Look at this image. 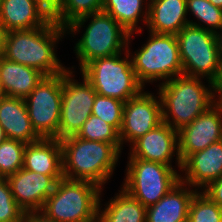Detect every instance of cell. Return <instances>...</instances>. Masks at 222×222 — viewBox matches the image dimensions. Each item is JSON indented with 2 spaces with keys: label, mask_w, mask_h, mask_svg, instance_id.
Instances as JSON below:
<instances>
[{
  "label": "cell",
  "mask_w": 222,
  "mask_h": 222,
  "mask_svg": "<svg viewBox=\"0 0 222 222\" xmlns=\"http://www.w3.org/2000/svg\"><path fill=\"white\" fill-rule=\"evenodd\" d=\"M65 34L66 28L53 20L43 27L9 31L3 57L35 68L46 76L63 73L68 68L57 58L55 49Z\"/></svg>",
  "instance_id": "cell-1"
},
{
  "label": "cell",
  "mask_w": 222,
  "mask_h": 222,
  "mask_svg": "<svg viewBox=\"0 0 222 222\" xmlns=\"http://www.w3.org/2000/svg\"><path fill=\"white\" fill-rule=\"evenodd\" d=\"M202 81L200 77L180 75L158 85L162 122L179 131L216 103L214 83Z\"/></svg>",
  "instance_id": "cell-2"
},
{
  "label": "cell",
  "mask_w": 222,
  "mask_h": 222,
  "mask_svg": "<svg viewBox=\"0 0 222 222\" xmlns=\"http://www.w3.org/2000/svg\"><path fill=\"white\" fill-rule=\"evenodd\" d=\"M60 142L64 178L90 181L104 189L103 185L117 167L121 152L111 143L85 140L76 135Z\"/></svg>",
  "instance_id": "cell-3"
},
{
  "label": "cell",
  "mask_w": 222,
  "mask_h": 222,
  "mask_svg": "<svg viewBox=\"0 0 222 222\" xmlns=\"http://www.w3.org/2000/svg\"><path fill=\"white\" fill-rule=\"evenodd\" d=\"M83 27L86 29L74 47L80 70L97 58L113 56L127 50L130 33L108 13L101 11L83 16L66 27V34H73L74 37Z\"/></svg>",
  "instance_id": "cell-4"
},
{
  "label": "cell",
  "mask_w": 222,
  "mask_h": 222,
  "mask_svg": "<svg viewBox=\"0 0 222 222\" xmlns=\"http://www.w3.org/2000/svg\"><path fill=\"white\" fill-rule=\"evenodd\" d=\"M102 188L90 181L61 178L40 210L56 222H98Z\"/></svg>",
  "instance_id": "cell-5"
},
{
  "label": "cell",
  "mask_w": 222,
  "mask_h": 222,
  "mask_svg": "<svg viewBox=\"0 0 222 222\" xmlns=\"http://www.w3.org/2000/svg\"><path fill=\"white\" fill-rule=\"evenodd\" d=\"M130 34L127 52L139 83L145 87L154 81H166L183 75V67L179 56V45L176 35L159 34L149 31V39L135 52L130 51ZM132 53V54H131ZM134 53V54H133Z\"/></svg>",
  "instance_id": "cell-6"
},
{
  "label": "cell",
  "mask_w": 222,
  "mask_h": 222,
  "mask_svg": "<svg viewBox=\"0 0 222 222\" xmlns=\"http://www.w3.org/2000/svg\"><path fill=\"white\" fill-rule=\"evenodd\" d=\"M80 74L92 84L97 94L123 102L144 89L136 78L127 50L89 62L80 70Z\"/></svg>",
  "instance_id": "cell-7"
},
{
  "label": "cell",
  "mask_w": 222,
  "mask_h": 222,
  "mask_svg": "<svg viewBox=\"0 0 222 222\" xmlns=\"http://www.w3.org/2000/svg\"><path fill=\"white\" fill-rule=\"evenodd\" d=\"M176 38L183 75L205 77L206 82L214 83L221 68L214 32L189 24L176 34Z\"/></svg>",
  "instance_id": "cell-8"
},
{
  "label": "cell",
  "mask_w": 222,
  "mask_h": 222,
  "mask_svg": "<svg viewBox=\"0 0 222 222\" xmlns=\"http://www.w3.org/2000/svg\"><path fill=\"white\" fill-rule=\"evenodd\" d=\"M128 160L121 188L146 208L156 204L180 182L175 167L138 158Z\"/></svg>",
  "instance_id": "cell-9"
},
{
  "label": "cell",
  "mask_w": 222,
  "mask_h": 222,
  "mask_svg": "<svg viewBox=\"0 0 222 222\" xmlns=\"http://www.w3.org/2000/svg\"><path fill=\"white\" fill-rule=\"evenodd\" d=\"M71 67L62 73V100L58 140L77 135L90 117L96 97L92 84L83 76L82 82L75 80Z\"/></svg>",
  "instance_id": "cell-10"
},
{
  "label": "cell",
  "mask_w": 222,
  "mask_h": 222,
  "mask_svg": "<svg viewBox=\"0 0 222 222\" xmlns=\"http://www.w3.org/2000/svg\"><path fill=\"white\" fill-rule=\"evenodd\" d=\"M32 126L41 138L58 139L62 73L45 76L25 99Z\"/></svg>",
  "instance_id": "cell-11"
},
{
  "label": "cell",
  "mask_w": 222,
  "mask_h": 222,
  "mask_svg": "<svg viewBox=\"0 0 222 222\" xmlns=\"http://www.w3.org/2000/svg\"><path fill=\"white\" fill-rule=\"evenodd\" d=\"M143 89L137 96L124 103L122 125L119 137L122 144L132 145L137 139L162 123V109L159 95Z\"/></svg>",
  "instance_id": "cell-12"
},
{
  "label": "cell",
  "mask_w": 222,
  "mask_h": 222,
  "mask_svg": "<svg viewBox=\"0 0 222 222\" xmlns=\"http://www.w3.org/2000/svg\"><path fill=\"white\" fill-rule=\"evenodd\" d=\"M222 140V103H215L190 124L178 131L181 162L189 155Z\"/></svg>",
  "instance_id": "cell-13"
},
{
  "label": "cell",
  "mask_w": 222,
  "mask_h": 222,
  "mask_svg": "<svg viewBox=\"0 0 222 222\" xmlns=\"http://www.w3.org/2000/svg\"><path fill=\"white\" fill-rule=\"evenodd\" d=\"M128 158H138L146 161L162 163L172 166V158L176 155L175 162L178 171L182 162L178 150V131L162 122L153 130L137 139L131 146ZM176 152V153H175Z\"/></svg>",
  "instance_id": "cell-14"
},
{
  "label": "cell",
  "mask_w": 222,
  "mask_h": 222,
  "mask_svg": "<svg viewBox=\"0 0 222 222\" xmlns=\"http://www.w3.org/2000/svg\"><path fill=\"white\" fill-rule=\"evenodd\" d=\"M7 180L12 196L25 212L40 211L57 184L50 175L37 174L24 168Z\"/></svg>",
  "instance_id": "cell-15"
},
{
  "label": "cell",
  "mask_w": 222,
  "mask_h": 222,
  "mask_svg": "<svg viewBox=\"0 0 222 222\" xmlns=\"http://www.w3.org/2000/svg\"><path fill=\"white\" fill-rule=\"evenodd\" d=\"M179 172L180 181L197 190L222 177V140L189 155Z\"/></svg>",
  "instance_id": "cell-16"
},
{
  "label": "cell",
  "mask_w": 222,
  "mask_h": 222,
  "mask_svg": "<svg viewBox=\"0 0 222 222\" xmlns=\"http://www.w3.org/2000/svg\"><path fill=\"white\" fill-rule=\"evenodd\" d=\"M23 168L37 174L52 176L56 181L63 178L61 142L55 138H41L26 144Z\"/></svg>",
  "instance_id": "cell-17"
},
{
  "label": "cell",
  "mask_w": 222,
  "mask_h": 222,
  "mask_svg": "<svg viewBox=\"0 0 222 222\" xmlns=\"http://www.w3.org/2000/svg\"><path fill=\"white\" fill-rule=\"evenodd\" d=\"M51 20L34 0H2L0 24L7 32L43 27Z\"/></svg>",
  "instance_id": "cell-18"
},
{
  "label": "cell",
  "mask_w": 222,
  "mask_h": 222,
  "mask_svg": "<svg viewBox=\"0 0 222 222\" xmlns=\"http://www.w3.org/2000/svg\"><path fill=\"white\" fill-rule=\"evenodd\" d=\"M0 125L9 139L25 144L41 139L32 126L23 98L5 96L0 99Z\"/></svg>",
  "instance_id": "cell-19"
},
{
  "label": "cell",
  "mask_w": 222,
  "mask_h": 222,
  "mask_svg": "<svg viewBox=\"0 0 222 222\" xmlns=\"http://www.w3.org/2000/svg\"><path fill=\"white\" fill-rule=\"evenodd\" d=\"M188 187V188H187ZM180 181L156 204L146 209V222H178L188 217L197 189Z\"/></svg>",
  "instance_id": "cell-20"
},
{
  "label": "cell",
  "mask_w": 222,
  "mask_h": 222,
  "mask_svg": "<svg viewBox=\"0 0 222 222\" xmlns=\"http://www.w3.org/2000/svg\"><path fill=\"white\" fill-rule=\"evenodd\" d=\"M146 27L150 32L176 35L189 25L186 0H149Z\"/></svg>",
  "instance_id": "cell-21"
},
{
  "label": "cell",
  "mask_w": 222,
  "mask_h": 222,
  "mask_svg": "<svg viewBox=\"0 0 222 222\" xmlns=\"http://www.w3.org/2000/svg\"><path fill=\"white\" fill-rule=\"evenodd\" d=\"M45 76L35 68L0 57V83L8 97L25 99Z\"/></svg>",
  "instance_id": "cell-22"
},
{
  "label": "cell",
  "mask_w": 222,
  "mask_h": 222,
  "mask_svg": "<svg viewBox=\"0 0 222 222\" xmlns=\"http://www.w3.org/2000/svg\"><path fill=\"white\" fill-rule=\"evenodd\" d=\"M102 208L98 203V222H146V207L122 188ZM102 208V209H101Z\"/></svg>",
  "instance_id": "cell-23"
},
{
  "label": "cell",
  "mask_w": 222,
  "mask_h": 222,
  "mask_svg": "<svg viewBox=\"0 0 222 222\" xmlns=\"http://www.w3.org/2000/svg\"><path fill=\"white\" fill-rule=\"evenodd\" d=\"M148 3L149 0H104L102 11L111 15L130 34H141L143 30L138 24L142 21L146 27Z\"/></svg>",
  "instance_id": "cell-24"
},
{
  "label": "cell",
  "mask_w": 222,
  "mask_h": 222,
  "mask_svg": "<svg viewBox=\"0 0 222 222\" xmlns=\"http://www.w3.org/2000/svg\"><path fill=\"white\" fill-rule=\"evenodd\" d=\"M187 15H194L196 22L189 20V24L201 27L211 32L222 28V9L214 6L208 0H186ZM191 12V14H188ZM200 21V22H199Z\"/></svg>",
  "instance_id": "cell-25"
},
{
  "label": "cell",
  "mask_w": 222,
  "mask_h": 222,
  "mask_svg": "<svg viewBox=\"0 0 222 222\" xmlns=\"http://www.w3.org/2000/svg\"><path fill=\"white\" fill-rule=\"evenodd\" d=\"M103 3L104 0H62L60 8L52 20L66 28L83 16L101 12Z\"/></svg>",
  "instance_id": "cell-26"
},
{
  "label": "cell",
  "mask_w": 222,
  "mask_h": 222,
  "mask_svg": "<svg viewBox=\"0 0 222 222\" xmlns=\"http://www.w3.org/2000/svg\"><path fill=\"white\" fill-rule=\"evenodd\" d=\"M76 136L85 140L111 143L122 153L119 132L112 125L92 114Z\"/></svg>",
  "instance_id": "cell-27"
},
{
  "label": "cell",
  "mask_w": 222,
  "mask_h": 222,
  "mask_svg": "<svg viewBox=\"0 0 222 222\" xmlns=\"http://www.w3.org/2000/svg\"><path fill=\"white\" fill-rule=\"evenodd\" d=\"M24 142L7 138L0 143V178H8L23 168Z\"/></svg>",
  "instance_id": "cell-28"
},
{
  "label": "cell",
  "mask_w": 222,
  "mask_h": 222,
  "mask_svg": "<svg viewBox=\"0 0 222 222\" xmlns=\"http://www.w3.org/2000/svg\"><path fill=\"white\" fill-rule=\"evenodd\" d=\"M188 217L191 222H222V208L199 190L190 202Z\"/></svg>",
  "instance_id": "cell-29"
},
{
  "label": "cell",
  "mask_w": 222,
  "mask_h": 222,
  "mask_svg": "<svg viewBox=\"0 0 222 222\" xmlns=\"http://www.w3.org/2000/svg\"><path fill=\"white\" fill-rule=\"evenodd\" d=\"M124 103L115 98L96 94L91 114L112 125L119 132L122 125Z\"/></svg>",
  "instance_id": "cell-30"
},
{
  "label": "cell",
  "mask_w": 222,
  "mask_h": 222,
  "mask_svg": "<svg viewBox=\"0 0 222 222\" xmlns=\"http://www.w3.org/2000/svg\"><path fill=\"white\" fill-rule=\"evenodd\" d=\"M24 214L12 196L7 178H0V222H22Z\"/></svg>",
  "instance_id": "cell-31"
},
{
  "label": "cell",
  "mask_w": 222,
  "mask_h": 222,
  "mask_svg": "<svg viewBox=\"0 0 222 222\" xmlns=\"http://www.w3.org/2000/svg\"><path fill=\"white\" fill-rule=\"evenodd\" d=\"M201 191L222 208V177L210 182Z\"/></svg>",
  "instance_id": "cell-32"
},
{
  "label": "cell",
  "mask_w": 222,
  "mask_h": 222,
  "mask_svg": "<svg viewBox=\"0 0 222 222\" xmlns=\"http://www.w3.org/2000/svg\"><path fill=\"white\" fill-rule=\"evenodd\" d=\"M42 9H44L51 17L59 10L62 0H34Z\"/></svg>",
  "instance_id": "cell-33"
},
{
  "label": "cell",
  "mask_w": 222,
  "mask_h": 222,
  "mask_svg": "<svg viewBox=\"0 0 222 222\" xmlns=\"http://www.w3.org/2000/svg\"><path fill=\"white\" fill-rule=\"evenodd\" d=\"M22 222H56L47 218L40 211L25 212Z\"/></svg>",
  "instance_id": "cell-34"
},
{
  "label": "cell",
  "mask_w": 222,
  "mask_h": 222,
  "mask_svg": "<svg viewBox=\"0 0 222 222\" xmlns=\"http://www.w3.org/2000/svg\"><path fill=\"white\" fill-rule=\"evenodd\" d=\"M214 97L217 103H222V62L218 79L214 82Z\"/></svg>",
  "instance_id": "cell-35"
},
{
  "label": "cell",
  "mask_w": 222,
  "mask_h": 222,
  "mask_svg": "<svg viewBox=\"0 0 222 222\" xmlns=\"http://www.w3.org/2000/svg\"><path fill=\"white\" fill-rule=\"evenodd\" d=\"M6 34H7V31L0 24V57L4 55Z\"/></svg>",
  "instance_id": "cell-36"
},
{
  "label": "cell",
  "mask_w": 222,
  "mask_h": 222,
  "mask_svg": "<svg viewBox=\"0 0 222 222\" xmlns=\"http://www.w3.org/2000/svg\"><path fill=\"white\" fill-rule=\"evenodd\" d=\"M216 38V45L219 53L220 60L222 62V28L214 33Z\"/></svg>",
  "instance_id": "cell-37"
},
{
  "label": "cell",
  "mask_w": 222,
  "mask_h": 222,
  "mask_svg": "<svg viewBox=\"0 0 222 222\" xmlns=\"http://www.w3.org/2000/svg\"><path fill=\"white\" fill-rule=\"evenodd\" d=\"M6 139H7V136L5 134V131L3 127L0 125V143H2Z\"/></svg>",
  "instance_id": "cell-38"
},
{
  "label": "cell",
  "mask_w": 222,
  "mask_h": 222,
  "mask_svg": "<svg viewBox=\"0 0 222 222\" xmlns=\"http://www.w3.org/2000/svg\"><path fill=\"white\" fill-rule=\"evenodd\" d=\"M210 1L214 6L222 9V0H208Z\"/></svg>",
  "instance_id": "cell-39"
},
{
  "label": "cell",
  "mask_w": 222,
  "mask_h": 222,
  "mask_svg": "<svg viewBox=\"0 0 222 222\" xmlns=\"http://www.w3.org/2000/svg\"><path fill=\"white\" fill-rule=\"evenodd\" d=\"M5 96H6V95H5L4 91H3L2 85H1V83H0V99H2V98L5 97Z\"/></svg>",
  "instance_id": "cell-40"
},
{
  "label": "cell",
  "mask_w": 222,
  "mask_h": 222,
  "mask_svg": "<svg viewBox=\"0 0 222 222\" xmlns=\"http://www.w3.org/2000/svg\"><path fill=\"white\" fill-rule=\"evenodd\" d=\"M178 222H191V221H190L189 217H187V218H185V219H183L181 221H178Z\"/></svg>",
  "instance_id": "cell-41"
}]
</instances>
